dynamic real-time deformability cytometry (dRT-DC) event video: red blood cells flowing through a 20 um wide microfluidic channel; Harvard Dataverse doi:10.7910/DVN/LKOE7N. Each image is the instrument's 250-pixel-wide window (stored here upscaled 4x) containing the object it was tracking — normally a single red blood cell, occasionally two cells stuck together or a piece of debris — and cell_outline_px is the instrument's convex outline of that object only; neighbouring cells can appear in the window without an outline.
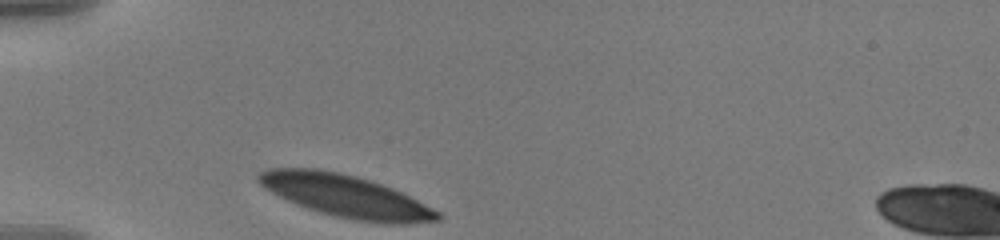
{"species": "human", "species_latin": "Homo sapiens", "temperature_condition": "warm", "stored_images_in_passage": 32, "camera_frame_rate_fps": 3000, "um_per_image_px": 0.085, "donor": {"sex": "male"}, "frame": {"image": 1, "passage_image": 1, "time_ms": 0.0, "image_size_px": [1000, 240], "cell_outline_px": [[440, 220], [408, 224], [380, 224], [356, 220], [336, 216], [320, 212], [296, 204], [264, 188], [256, 180], [256, 176], [260, 172], [268, 168], [316, 168], [340, 172], [372, 180], [392, 188], [440, 212]], "centroid_in_image_um": [29.38, 16.66], "position_along_channel_um": 55.6, "area_um2": 44.16}}
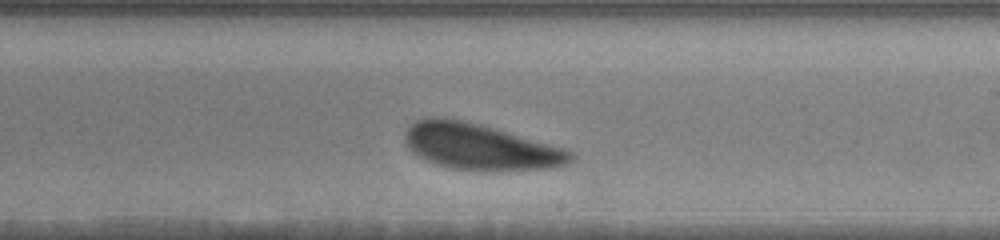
{"frame": {"image": 2, "passage_image": 19, "time_ms": 6.0, "image_size_px": [1000, 240], "cell_outline_px": [[576, 156], [568, 164], [552, 168], [488, 172], [476, 172], [452, 168], [436, 164], [424, 160], [412, 152], [404, 140], [404, 136], [408, 128], [416, 120], [432, 116], [444, 116], [464, 120], [564, 148], [572, 152]], "centroid_in_image_um": [40.8, 12.5], "position_along_channel_um": 248.2, "area_um2": 44.97}}
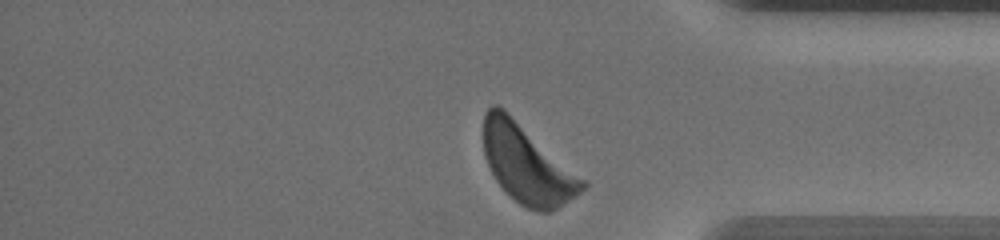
{"frame": {"image": 3, "passage_image": 32, "time_ms": 10.333, "image_size_px": [1000, 240], "cell_outline_px": [[588, 184], [576, 196], [556, 208], [548, 212], [540, 212], [528, 208], [520, 204], [496, 180], [484, 156], [484, 112], [492, 104], [496, 104], [504, 108], [584, 180]], "centroid_in_image_um": [44.77, 13.93], "position_along_channel_um": 390.4, "area_um2": 44.16}, "authors_computed_cell_mechanics": {"area_um2": 44.8817, "velocity_mm_per_s": 3.4869, "shape_relaxation_time_tau1_ms": 1.4983, "shape_relaxation_time_tau2_ms": 4.4304, "deformation_change_tau1": 0.1134, "deformation_change_tau2": 0.1249}}